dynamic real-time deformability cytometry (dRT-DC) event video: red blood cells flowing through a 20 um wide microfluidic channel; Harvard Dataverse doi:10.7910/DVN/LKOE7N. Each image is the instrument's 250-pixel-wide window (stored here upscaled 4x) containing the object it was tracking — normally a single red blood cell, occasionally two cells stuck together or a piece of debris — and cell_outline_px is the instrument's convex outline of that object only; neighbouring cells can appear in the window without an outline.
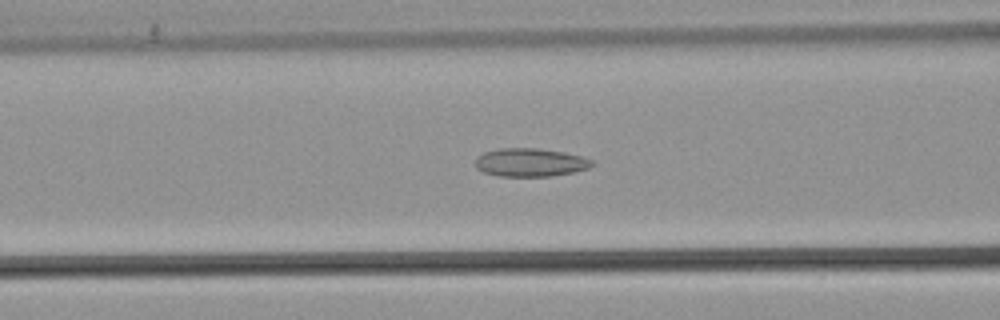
{"species": "common noctule bat (a hibernating species)", "species_latin": "Nyctalus noctula", "temperature_condition": "warm", "stored_images_in_passage": 52, "camera_frame_rate_fps": 3000, "um_per_image_px": 0.085, "animal": {"sex": "male", "body_mass_g": 21.5, "forearm_length_mm": 52.0}, "frame": {"image": 1, "passage_image": 21, "time_ms": 6.667, "image_size_px": [1000, 320], "cell_outline_px": [[596, 164], [588, 168], [572, 172], [552, 176], [500, 176], [484, 172], [476, 168], [476, 156], [484, 152], [500, 148], [536, 148], [564, 152], [580, 156], [592, 160]], "centroid_in_image_um": [45.07, 13.8], "position_along_channel_um": 121.5, "area_um2": 19.19}}
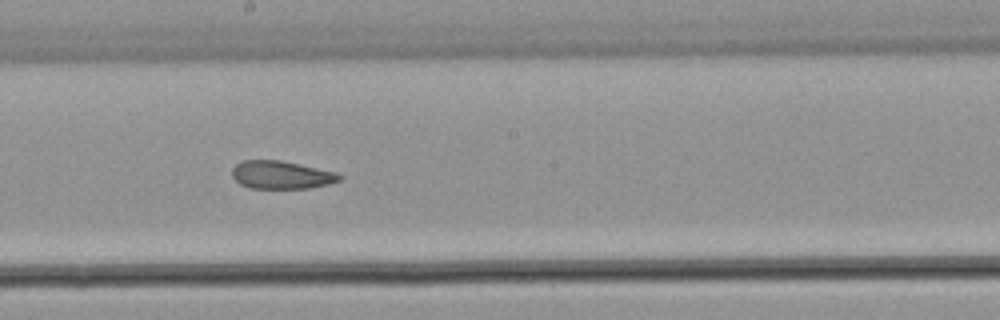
{"frame": {"image": 2, "passage_image": 29, "time_ms": 9.333, "image_size_px": [1000, 320], "cell_outline_px": [[344, 176], [340, 180], [328, 184], [308, 188], [248, 188], [240, 184], [232, 176], [232, 168], [236, 164], [244, 160], [280, 160], [336, 172]], "centroid_in_image_um": [23.9, 14.87], "position_along_channel_um": 224.3, "area_um2": 17.46}}
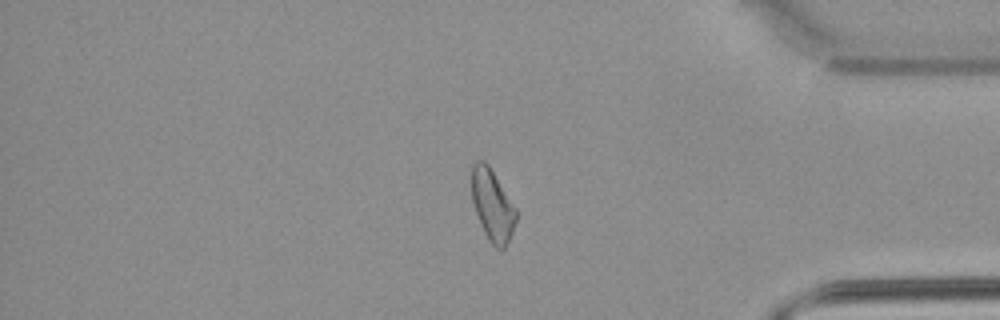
{"frame": {"image": 3, "passage_image": 44, "time_ms": 14.333, "image_size_px": [1000, 320], "cell_outline_px": [[516, 220], [512, 232], [504, 248], [496, 248], [488, 240], [480, 224], [472, 200], [472, 164], [476, 160], [484, 160], [488, 164], [516, 208]], "centroid_in_image_um": [41.84, 17.42], "position_along_channel_um": 393.4, "area_um2": 18.26}, "authors_computed_cell_mechanics": {"area_um2": 19.4786, "velocity_mm_per_s": 3.8605, "shape_relaxation_time_tau1_ms": null, "shape_relaxation_time_tau2_ms": 2.9382, "deformation_change_tau1": null, "deformation_change_tau2": 0.1038}}